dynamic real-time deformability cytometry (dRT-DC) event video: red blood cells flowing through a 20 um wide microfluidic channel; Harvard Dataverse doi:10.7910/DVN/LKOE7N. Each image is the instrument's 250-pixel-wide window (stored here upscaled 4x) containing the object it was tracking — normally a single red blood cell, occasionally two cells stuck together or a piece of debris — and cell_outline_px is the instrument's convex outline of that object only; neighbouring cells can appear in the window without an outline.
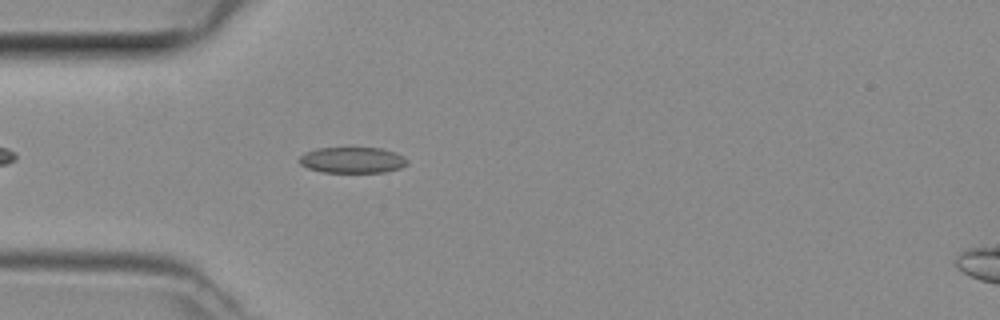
{"species": "common noctule bat (a hibernating species)", "species_latin": "Nyctalus noctula", "temperature_condition": "room temperature", "stored_images_in_passage": 39, "camera_frame_rate_fps": 3000, "um_per_image_px": 0.085, "animal": {"sex": "female", "body_mass_g": 29.2, "forearm_length_mm": 56.3}, "frame": {"image": 1, "passage_image": 5, "time_ms": 1.333, "image_size_px": [1000, 320], "cell_outline_px": [[408, 164], [400, 168], [384, 172], [324, 172], [308, 168], [300, 164], [300, 156], [304, 152], [316, 148], [380, 148], [404, 156], [408, 160]], "centroid_in_image_um": [29.95, 13.6], "position_along_channel_um": 55.1, "area_um2": 16.24}}
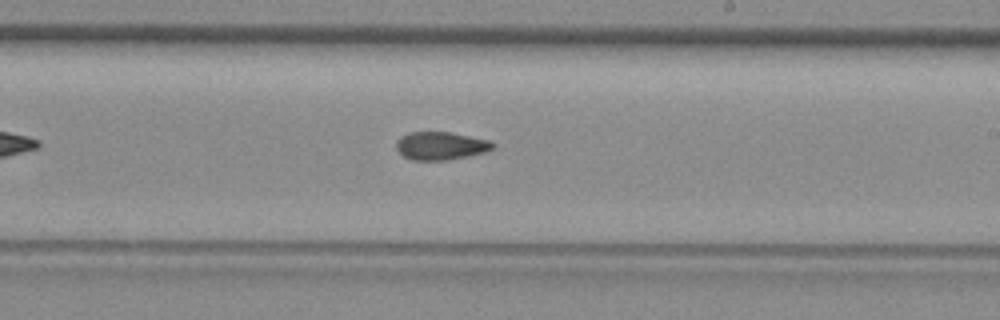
{"frame": {"image": 2, "passage_image": 19, "time_ms": 6.0, "image_size_px": [1000, 320], "cell_outline_px": [[496, 144], [488, 152], [448, 160], [412, 160], [404, 156], [396, 148], [396, 140], [400, 136], [412, 132], [448, 132], [488, 140]], "centroid_in_image_um": [37.46, 12.4], "position_along_channel_um": 251.5, "area_um2": 15.72}}
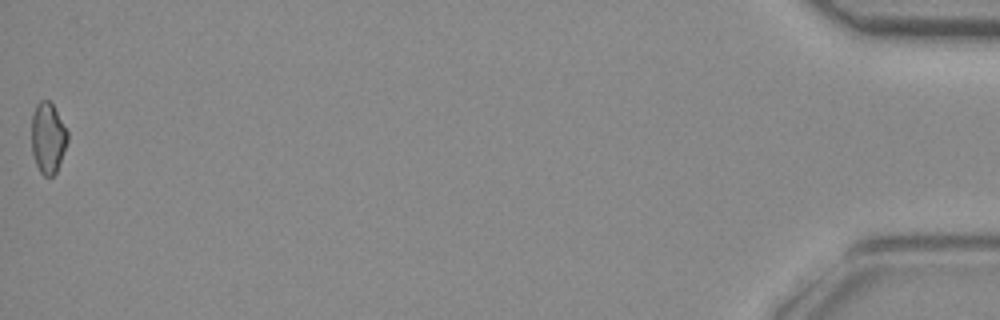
{"frame": {"image": 3, "passage_image": 39, "time_ms": 12.667, "image_size_px": [1000, 320], "cell_outline_px": [[68, 140], [56, 172], [52, 176], [44, 176], [40, 172], [36, 164], [32, 152], [32, 116], [36, 104], [40, 100], [48, 100], [52, 104], [68, 132]], "centroid_in_image_um": [4.07, 11.72], "position_along_channel_um": 431.1, "area_um2": 14.68}}